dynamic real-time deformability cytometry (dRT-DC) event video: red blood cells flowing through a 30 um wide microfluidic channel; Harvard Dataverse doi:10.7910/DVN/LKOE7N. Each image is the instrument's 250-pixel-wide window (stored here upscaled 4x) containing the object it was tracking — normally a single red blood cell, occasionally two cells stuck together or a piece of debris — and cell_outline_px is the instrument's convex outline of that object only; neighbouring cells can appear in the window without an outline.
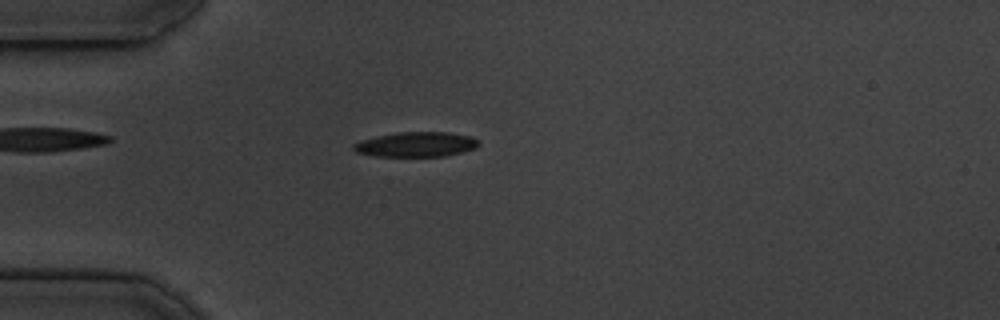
{"species": "common noctule bat (a hibernating species)", "species_latin": "Nyctalus noctula", "temperature_condition": "cold", "stored_images_in_passage": 47, "camera_frame_rate_fps": 3000, "um_per_image_px": 0.085, "animal": {"sex": "male", "body_mass_g": 19.5, "forearm_length_mm": 54.6}, "frame": {"image": 1, "passage_image": 8, "time_ms": 2.333, "image_size_px": [1000, 320], "cell_outline_px": [[480, 144], [476, 148], [444, 156], [376, 156], [356, 152], [352, 148], [352, 144], [360, 140], [376, 136], [396, 132], [448, 132], [472, 136]], "centroid_in_image_um": [35.34, 12.26], "position_along_channel_um": 49.7, "area_um2": 18.15}}
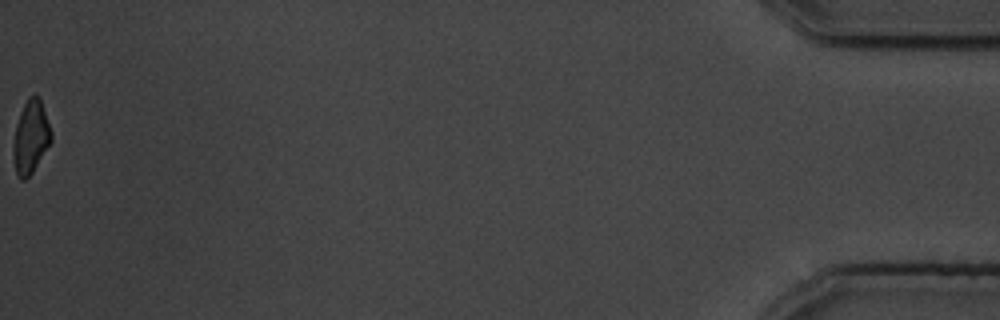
{"frame": {"image": 2, "passage_image": 47, "time_ms": 15.333, "image_size_px": [1000, 320], "cell_outline_px": [[52, 140], [32, 172], [24, 180], [20, 180], [16, 172], [12, 152], [12, 144], [16, 124], [20, 112], [28, 96], [40, 96], [52, 132]], "centroid_in_image_um": [2.6, 11.62], "position_along_channel_um": 432.6, "area_um2": 16.18}, "authors_computed_cell_mechanics": {"area_um2": 17.9758, "velocity_mm_per_s": 3.7885, "shape_relaxation_time_tau1_ms": 6.6782, "shape_relaxation_time_tau2_ms": 8.8618, "deformation_change_tau1": 0.1836, "deformation_change_tau2": 0.1739}}